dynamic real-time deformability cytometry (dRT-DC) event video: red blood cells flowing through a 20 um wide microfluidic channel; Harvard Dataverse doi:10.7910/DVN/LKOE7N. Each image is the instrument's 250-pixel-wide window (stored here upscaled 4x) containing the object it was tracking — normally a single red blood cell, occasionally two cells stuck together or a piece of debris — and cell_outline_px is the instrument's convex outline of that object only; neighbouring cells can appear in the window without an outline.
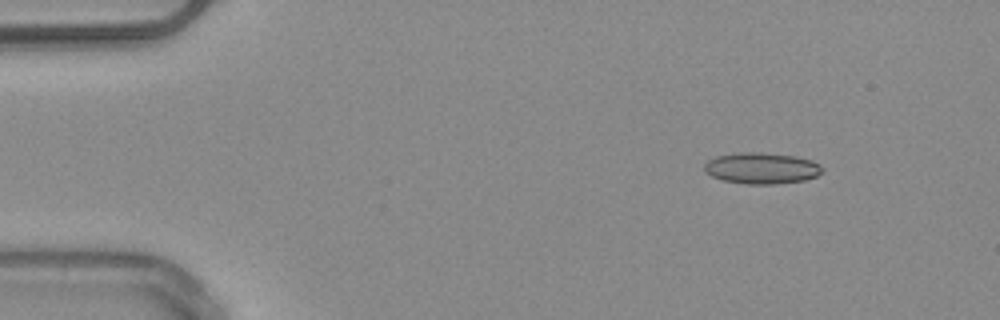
{"species": "common noctule bat (a hibernating species)", "species_latin": "Nyctalus noctula", "temperature_condition": "warm", "stored_images_in_passage": 4, "camera_frame_rate_fps": 3000, "um_per_image_px": 0.085, "animal": {"sex": "male", "body_mass_g": 20.4}, "frame": {"image": 1, "passage_image": 2, "time_ms": 1.333, "image_size_px": [1000, 320], "cell_outline_px": [[824, 168], [816, 176], [804, 180], [776, 184], [748, 184], [724, 180], [712, 176], [704, 172], [704, 164], [708, 160], [716, 156], [736, 152], [760, 152], [796, 156], [812, 160], [820, 164]], "centroid_in_image_um": [64.73, 14.28], "position_along_channel_um": 20.3, "area_um2": 21.56}}